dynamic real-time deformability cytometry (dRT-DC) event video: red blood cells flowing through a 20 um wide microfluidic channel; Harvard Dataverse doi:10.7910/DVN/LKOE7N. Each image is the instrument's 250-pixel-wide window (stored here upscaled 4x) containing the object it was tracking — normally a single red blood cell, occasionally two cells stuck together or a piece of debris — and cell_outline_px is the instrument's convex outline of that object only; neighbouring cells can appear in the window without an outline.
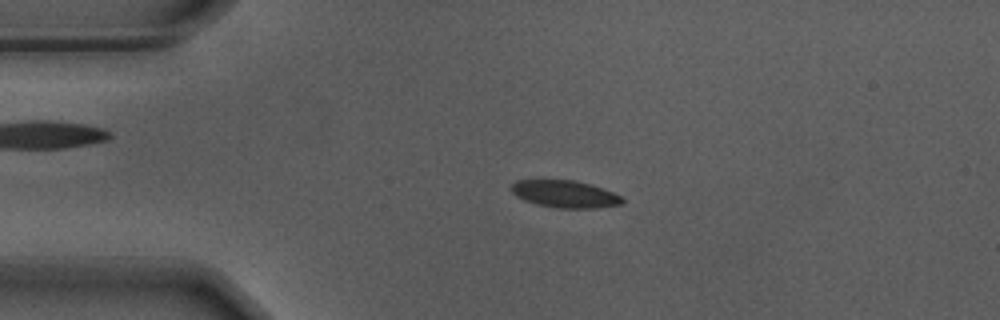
{"species": "Egyptian fruit bat (a non-hibernating species)", "species_latin": "Rousettus aegyptiacus", "temperature_condition": "warm", "stored_images_in_passage": 51, "camera_frame_rate_fps": 3000, "um_per_image_px": 0.085, "animal": {"sex": "male"}, "frame": {"image": 1, "passage_image": 8, "time_ms": 2.333, "image_size_px": [1000, 320], "cell_outline_px": [[624, 204], [596, 208], [556, 208], [536, 204], [524, 200], [516, 196], [512, 192], [512, 184], [516, 180], [572, 180], [588, 184], [612, 192], [620, 196], [624, 200]], "centroid_in_image_um": [48.01, 16.5], "position_along_channel_um": 37.0, "area_um2": 17.46}}
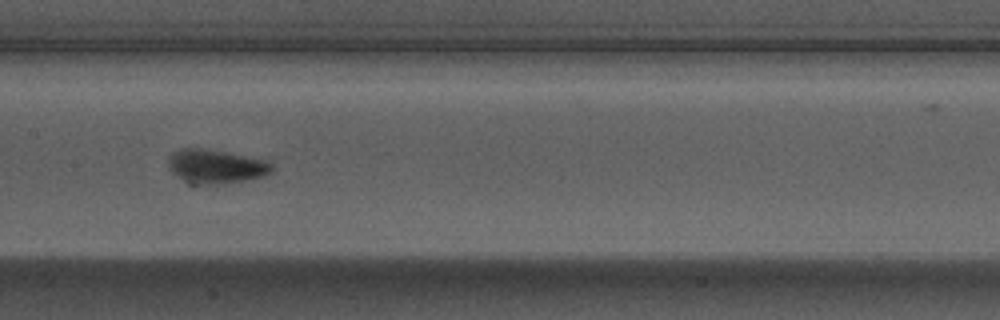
{"frame": {"image": 2, "passage_image": 23, "time_ms": 7.333, "image_size_px": [1000, 320], "cell_outline_px": [[276, 168], [272, 172], [264, 176], [244, 180], [216, 184], [188, 184], [176, 176], [168, 168], [168, 156], [172, 152], [180, 148], [200, 148], [224, 152], [264, 160], [272, 164]], "centroid_in_image_um": [18.3, 14.15], "position_along_channel_um": 189.1, "area_um2": 20.52}}
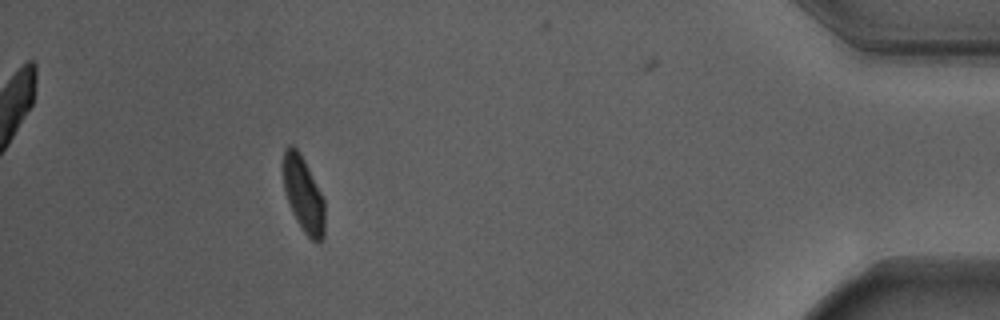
{"frame": {"image": 3, "passage_image": 46, "time_ms": 15.0, "image_size_px": [1000, 320], "cell_outline_px": [[324, 240], [320, 244], [316, 244], [304, 232], [296, 220], [292, 212], [284, 188], [284, 148], [288, 144], [292, 144], [300, 152], [324, 200]], "centroid_in_image_um": [25.81, 16.57], "position_along_channel_um": 409.4, "area_um2": 18.09}, "authors_computed_cell_mechanics": {"area_um2": 18.7272, "velocity_mm_per_s": 3.6838, "shape_relaxation_time_tau1_ms": 2.1834, "shape_relaxation_time_tau2_ms": null, "deformation_change_tau1": 0.1335, "deformation_change_tau2": null}}